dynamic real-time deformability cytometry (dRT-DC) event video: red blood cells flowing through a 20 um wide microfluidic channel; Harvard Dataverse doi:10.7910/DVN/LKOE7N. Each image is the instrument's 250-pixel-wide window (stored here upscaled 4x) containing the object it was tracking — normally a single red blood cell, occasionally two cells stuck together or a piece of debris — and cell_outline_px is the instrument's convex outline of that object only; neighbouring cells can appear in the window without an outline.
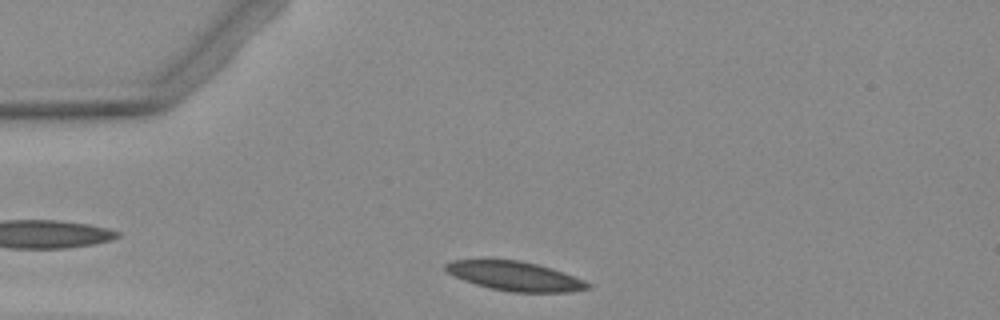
{"species": "Egyptian fruit bat (a non-hibernating species)", "species_latin": "Rousettus aegyptiacus", "temperature_condition": "warm", "stored_images_in_passage": 3, "camera_frame_rate_fps": 3000, "um_per_image_px": 0.085, "animal": {"sex": "female"}, "frame": {"image": 1, "passage_image": 3, "time_ms": 2.333, "image_size_px": [1000, 320], "cell_outline_px": [[592, 288], [568, 292], [512, 292], [492, 288], [476, 284], [464, 280], [448, 272], [444, 268], [444, 264], [452, 260], [484, 256], [520, 260], [552, 268], [584, 280], [592, 284]], "centroid_in_image_um": [43.71, 23.41], "position_along_channel_um": 41.3, "area_um2": 24.97}}